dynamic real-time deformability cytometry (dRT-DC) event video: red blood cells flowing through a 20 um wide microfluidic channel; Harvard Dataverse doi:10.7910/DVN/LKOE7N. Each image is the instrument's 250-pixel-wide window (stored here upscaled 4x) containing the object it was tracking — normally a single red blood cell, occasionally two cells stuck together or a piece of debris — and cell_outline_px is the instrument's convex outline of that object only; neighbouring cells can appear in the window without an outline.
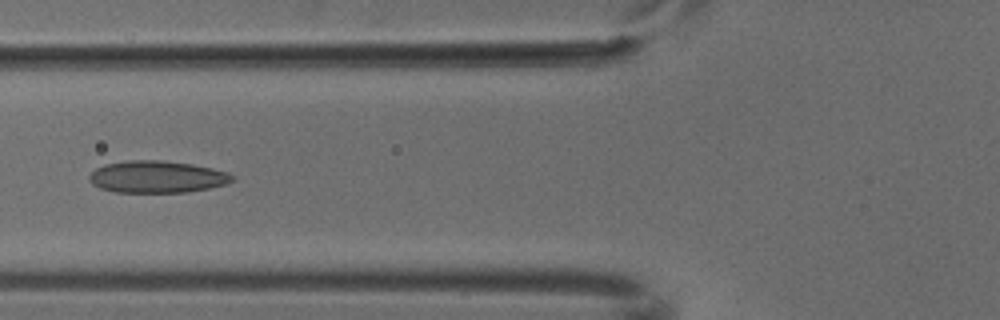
{"species": "common noctule bat (a hibernating species)", "species_latin": "Nyctalus noctula", "temperature_condition": "cold", "stored_images_in_passage": 5, "camera_frame_rate_fps": 3000, "um_per_image_px": 0.085, "animal": {"sex": "male", "body_mass_g": 18.8}, "frame": {"image": 1, "passage_image": 5, "time_ms": 1.333, "image_size_px": [1000, 320], "cell_outline_px": [[236, 180], [224, 184], [208, 188], [188, 192], [116, 192], [100, 188], [92, 184], [88, 180], [88, 176], [96, 168], [104, 164], [128, 160], [160, 160], [192, 164], [212, 168], [228, 172], [236, 176]], "centroid_in_image_um": [13.35, 15.02], "position_along_channel_um": 112.5, "area_um2": 26.82}}